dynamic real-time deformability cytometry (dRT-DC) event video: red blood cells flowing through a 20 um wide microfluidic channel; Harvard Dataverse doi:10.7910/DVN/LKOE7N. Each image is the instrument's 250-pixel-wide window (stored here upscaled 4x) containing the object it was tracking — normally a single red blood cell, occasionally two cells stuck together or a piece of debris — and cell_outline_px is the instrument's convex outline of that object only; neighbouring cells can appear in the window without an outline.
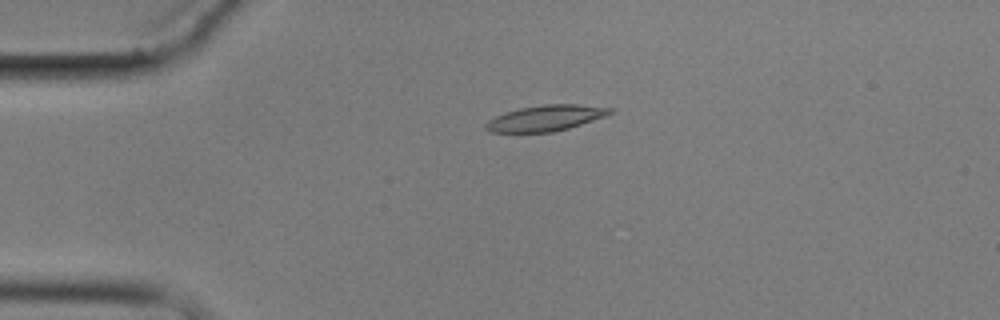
{"species": "common noctule bat (a hibernating species)", "species_latin": "Nyctalus noctula", "temperature_condition": "cold", "stored_images_in_passage": 5, "camera_frame_rate_fps": 3000, "um_per_image_px": 0.085, "animal": {"sex": "male", "body_mass_g": 17.9}, "frame": {"image": 1, "passage_image": 4, "time_ms": 3.333, "image_size_px": [1000, 320], "cell_outline_px": [[616, 112], [608, 116], [568, 128], [552, 132], [488, 132], [484, 128], [484, 124], [488, 120], [496, 116], [520, 108], [544, 104], [576, 104], [616, 108]], "centroid_in_image_um": [46.45, 10.03], "position_along_channel_um": 38.6, "area_um2": 18.84}}